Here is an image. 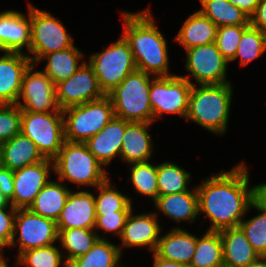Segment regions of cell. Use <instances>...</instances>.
Listing matches in <instances>:
<instances>
[{
    "label": "cell",
    "mask_w": 266,
    "mask_h": 267,
    "mask_svg": "<svg viewBox=\"0 0 266 267\" xmlns=\"http://www.w3.org/2000/svg\"><path fill=\"white\" fill-rule=\"evenodd\" d=\"M149 11L124 13V37L128 41L137 70L159 76L168 74L166 40L154 25Z\"/></svg>",
    "instance_id": "7a4b0ae2"
},
{
    "label": "cell",
    "mask_w": 266,
    "mask_h": 267,
    "mask_svg": "<svg viewBox=\"0 0 266 267\" xmlns=\"http://www.w3.org/2000/svg\"><path fill=\"white\" fill-rule=\"evenodd\" d=\"M250 25L266 32V0L258 2L255 13L250 17Z\"/></svg>",
    "instance_id": "ee69618b"
},
{
    "label": "cell",
    "mask_w": 266,
    "mask_h": 267,
    "mask_svg": "<svg viewBox=\"0 0 266 267\" xmlns=\"http://www.w3.org/2000/svg\"><path fill=\"white\" fill-rule=\"evenodd\" d=\"M219 232L223 243L224 267H246L260 257L240 226Z\"/></svg>",
    "instance_id": "7402d4cb"
},
{
    "label": "cell",
    "mask_w": 266,
    "mask_h": 267,
    "mask_svg": "<svg viewBox=\"0 0 266 267\" xmlns=\"http://www.w3.org/2000/svg\"><path fill=\"white\" fill-rule=\"evenodd\" d=\"M4 247V245L0 242V249ZM2 258V256L0 255V259Z\"/></svg>",
    "instance_id": "816d5d0a"
},
{
    "label": "cell",
    "mask_w": 266,
    "mask_h": 267,
    "mask_svg": "<svg viewBox=\"0 0 266 267\" xmlns=\"http://www.w3.org/2000/svg\"><path fill=\"white\" fill-rule=\"evenodd\" d=\"M232 5L242 10L249 18L255 13L258 0H228Z\"/></svg>",
    "instance_id": "f6af8a7d"
},
{
    "label": "cell",
    "mask_w": 266,
    "mask_h": 267,
    "mask_svg": "<svg viewBox=\"0 0 266 267\" xmlns=\"http://www.w3.org/2000/svg\"><path fill=\"white\" fill-rule=\"evenodd\" d=\"M231 94L229 82L200 85L198 89L192 84L186 118L211 132L223 134L228 121Z\"/></svg>",
    "instance_id": "3957f363"
},
{
    "label": "cell",
    "mask_w": 266,
    "mask_h": 267,
    "mask_svg": "<svg viewBox=\"0 0 266 267\" xmlns=\"http://www.w3.org/2000/svg\"><path fill=\"white\" fill-rule=\"evenodd\" d=\"M154 267H187L182 263L158 257L154 253Z\"/></svg>",
    "instance_id": "bcb514c9"
},
{
    "label": "cell",
    "mask_w": 266,
    "mask_h": 267,
    "mask_svg": "<svg viewBox=\"0 0 266 267\" xmlns=\"http://www.w3.org/2000/svg\"><path fill=\"white\" fill-rule=\"evenodd\" d=\"M266 50V32L251 25L243 32L233 61L241 57V64L245 65L259 57Z\"/></svg>",
    "instance_id": "e575fe53"
},
{
    "label": "cell",
    "mask_w": 266,
    "mask_h": 267,
    "mask_svg": "<svg viewBox=\"0 0 266 267\" xmlns=\"http://www.w3.org/2000/svg\"><path fill=\"white\" fill-rule=\"evenodd\" d=\"M64 116L65 141L86 142L100 132L115 116L113 103L108 95L101 99L89 101L62 110Z\"/></svg>",
    "instance_id": "8992f818"
},
{
    "label": "cell",
    "mask_w": 266,
    "mask_h": 267,
    "mask_svg": "<svg viewBox=\"0 0 266 267\" xmlns=\"http://www.w3.org/2000/svg\"><path fill=\"white\" fill-rule=\"evenodd\" d=\"M70 191L62 184L49 181L36 195L29 209L38 215L57 222Z\"/></svg>",
    "instance_id": "4316f807"
},
{
    "label": "cell",
    "mask_w": 266,
    "mask_h": 267,
    "mask_svg": "<svg viewBox=\"0 0 266 267\" xmlns=\"http://www.w3.org/2000/svg\"><path fill=\"white\" fill-rule=\"evenodd\" d=\"M120 256L119 247L98 239L86 254L70 261L67 267H117Z\"/></svg>",
    "instance_id": "4dcf8cb0"
},
{
    "label": "cell",
    "mask_w": 266,
    "mask_h": 267,
    "mask_svg": "<svg viewBox=\"0 0 266 267\" xmlns=\"http://www.w3.org/2000/svg\"><path fill=\"white\" fill-rule=\"evenodd\" d=\"M32 64L22 52L6 51L0 57V104H16L19 101L23 76Z\"/></svg>",
    "instance_id": "2e32d148"
},
{
    "label": "cell",
    "mask_w": 266,
    "mask_h": 267,
    "mask_svg": "<svg viewBox=\"0 0 266 267\" xmlns=\"http://www.w3.org/2000/svg\"><path fill=\"white\" fill-rule=\"evenodd\" d=\"M149 122H128L122 137L120 155L129 163L148 161L151 151V139L146 127Z\"/></svg>",
    "instance_id": "cb8c5ba5"
},
{
    "label": "cell",
    "mask_w": 266,
    "mask_h": 267,
    "mask_svg": "<svg viewBox=\"0 0 266 267\" xmlns=\"http://www.w3.org/2000/svg\"><path fill=\"white\" fill-rule=\"evenodd\" d=\"M0 192L10 201L14 193V171L0 165Z\"/></svg>",
    "instance_id": "7bdbcfd3"
},
{
    "label": "cell",
    "mask_w": 266,
    "mask_h": 267,
    "mask_svg": "<svg viewBox=\"0 0 266 267\" xmlns=\"http://www.w3.org/2000/svg\"><path fill=\"white\" fill-rule=\"evenodd\" d=\"M53 161L52 168L60 181L68 179L74 183L97 187L108 179L102 164L85 143L65 141Z\"/></svg>",
    "instance_id": "5b68a950"
},
{
    "label": "cell",
    "mask_w": 266,
    "mask_h": 267,
    "mask_svg": "<svg viewBox=\"0 0 266 267\" xmlns=\"http://www.w3.org/2000/svg\"><path fill=\"white\" fill-rule=\"evenodd\" d=\"M58 239L61 240L62 247L69 251L64 264H67L73 259L86 254L93 245L102 239L99 235L92 232V229L79 228V229H66L58 230Z\"/></svg>",
    "instance_id": "1f68e13d"
},
{
    "label": "cell",
    "mask_w": 266,
    "mask_h": 267,
    "mask_svg": "<svg viewBox=\"0 0 266 267\" xmlns=\"http://www.w3.org/2000/svg\"><path fill=\"white\" fill-rule=\"evenodd\" d=\"M248 173L243 164L229 172L212 176L196 188L199 212H205L212 221L209 231L237 227L241 217L255 200V188L248 190Z\"/></svg>",
    "instance_id": "6da1fadb"
},
{
    "label": "cell",
    "mask_w": 266,
    "mask_h": 267,
    "mask_svg": "<svg viewBox=\"0 0 266 267\" xmlns=\"http://www.w3.org/2000/svg\"><path fill=\"white\" fill-rule=\"evenodd\" d=\"M94 198L89 192H70L56 222L57 230L93 229L96 221Z\"/></svg>",
    "instance_id": "e0dca14e"
},
{
    "label": "cell",
    "mask_w": 266,
    "mask_h": 267,
    "mask_svg": "<svg viewBox=\"0 0 266 267\" xmlns=\"http://www.w3.org/2000/svg\"><path fill=\"white\" fill-rule=\"evenodd\" d=\"M36 144L22 133L6 141L0 147V165L11 171L44 161Z\"/></svg>",
    "instance_id": "44dd1931"
},
{
    "label": "cell",
    "mask_w": 266,
    "mask_h": 267,
    "mask_svg": "<svg viewBox=\"0 0 266 267\" xmlns=\"http://www.w3.org/2000/svg\"><path fill=\"white\" fill-rule=\"evenodd\" d=\"M50 159L25 166L14 171V193L10 201L16 209H27L35 201L36 195L49 182L47 174Z\"/></svg>",
    "instance_id": "9a60e30c"
},
{
    "label": "cell",
    "mask_w": 266,
    "mask_h": 267,
    "mask_svg": "<svg viewBox=\"0 0 266 267\" xmlns=\"http://www.w3.org/2000/svg\"><path fill=\"white\" fill-rule=\"evenodd\" d=\"M131 211H117L114 213H104V215H96L94 227L102 228L106 232H116L121 236L127 216Z\"/></svg>",
    "instance_id": "60d3db41"
},
{
    "label": "cell",
    "mask_w": 266,
    "mask_h": 267,
    "mask_svg": "<svg viewBox=\"0 0 266 267\" xmlns=\"http://www.w3.org/2000/svg\"><path fill=\"white\" fill-rule=\"evenodd\" d=\"M190 174L169 162L157 166L158 196L181 193L187 190Z\"/></svg>",
    "instance_id": "d6a6232c"
},
{
    "label": "cell",
    "mask_w": 266,
    "mask_h": 267,
    "mask_svg": "<svg viewBox=\"0 0 266 267\" xmlns=\"http://www.w3.org/2000/svg\"><path fill=\"white\" fill-rule=\"evenodd\" d=\"M0 267H8L6 262L4 261V258L0 259Z\"/></svg>",
    "instance_id": "f907efd6"
},
{
    "label": "cell",
    "mask_w": 266,
    "mask_h": 267,
    "mask_svg": "<svg viewBox=\"0 0 266 267\" xmlns=\"http://www.w3.org/2000/svg\"><path fill=\"white\" fill-rule=\"evenodd\" d=\"M131 167V180L135 189L151 196L156 201L158 197L157 166L146 162H134Z\"/></svg>",
    "instance_id": "8d00e7d4"
},
{
    "label": "cell",
    "mask_w": 266,
    "mask_h": 267,
    "mask_svg": "<svg viewBox=\"0 0 266 267\" xmlns=\"http://www.w3.org/2000/svg\"><path fill=\"white\" fill-rule=\"evenodd\" d=\"M188 267H224L223 243L219 231H207L197 238L196 251Z\"/></svg>",
    "instance_id": "f546056e"
},
{
    "label": "cell",
    "mask_w": 266,
    "mask_h": 267,
    "mask_svg": "<svg viewBox=\"0 0 266 267\" xmlns=\"http://www.w3.org/2000/svg\"><path fill=\"white\" fill-rule=\"evenodd\" d=\"M195 192L184 191L181 193H173L164 196H158L155 205L164 214L170 218H174L177 222L182 219H193L199 213V198L197 189Z\"/></svg>",
    "instance_id": "484cf974"
},
{
    "label": "cell",
    "mask_w": 266,
    "mask_h": 267,
    "mask_svg": "<svg viewBox=\"0 0 266 267\" xmlns=\"http://www.w3.org/2000/svg\"><path fill=\"white\" fill-rule=\"evenodd\" d=\"M197 237L176 228L160 237L155 254L158 257L172 260L189 266L196 251Z\"/></svg>",
    "instance_id": "603a6c76"
},
{
    "label": "cell",
    "mask_w": 266,
    "mask_h": 267,
    "mask_svg": "<svg viewBox=\"0 0 266 267\" xmlns=\"http://www.w3.org/2000/svg\"><path fill=\"white\" fill-rule=\"evenodd\" d=\"M128 122L114 116L100 132L84 142L102 165L108 164L114 156L120 155L122 137Z\"/></svg>",
    "instance_id": "ac0fdd59"
},
{
    "label": "cell",
    "mask_w": 266,
    "mask_h": 267,
    "mask_svg": "<svg viewBox=\"0 0 266 267\" xmlns=\"http://www.w3.org/2000/svg\"><path fill=\"white\" fill-rule=\"evenodd\" d=\"M205 17L217 27L221 26H250V18L228 0H200Z\"/></svg>",
    "instance_id": "83f0119b"
},
{
    "label": "cell",
    "mask_w": 266,
    "mask_h": 267,
    "mask_svg": "<svg viewBox=\"0 0 266 267\" xmlns=\"http://www.w3.org/2000/svg\"><path fill=\"white\" fill-rule=\"evenodd\" d=\"M248 27L221 26L217 28L215 44L227 61H231L235 57L241 36Z\"/></svg>",
    "instance_id": "f35d334b"
},
{
    "label": "cell",
    "mask_w": 266,
    "mask_h": 267,
    "mask_svg": "<svg viewBox=\"0 0 266 267\" xmlns=\"http://www.w3.org/2000/svg\"><path fill=\"white\" fill-rule=\"evenodd\" d=\"M89 64L93 67L99 86L105 95L136 70L130 45L124 36L107 50L92 55Z\"/></svg>",
    "instance_id": "ba28073f"
},
{
    "label": "cell",
    "mask_w": 266,
    "mask_h": 267,
    "mask_svg": "<svg viewBox=\"0 0 266 267\" xmlns=\"http://www.w3.org/2000/svg\"><path fill=\"white\" fill-rule=\"evenodd\" d=\"M255 188V200L266 209V184L257 185Z\"/></svg>",
    "instance_id": "7dc6e473"
},
{
    "label": "cell",
    "mask_w": 266,
    "mask_h": 267,
    "mask_svg": "<svg viewBox=\"0 0 266 267\" xmlns=\"http://www.w3.org/2000/svg\"><path fill=\"white\" fill-rule=\"evenodd\" d=\"M192 83L188 76H158L153 78L149 90V100L155 116L163 112L175 113L186 117Z\"/></svg>",
    "instance_id": "30bf717a"
},
{
    "label": "cell",
    "mask_w": 266,
    "mask_h": 267,
    "mask_svg": "<svg viewBox=\"0 0 266 267\" xmlns=\"http://www.w3.org/2000/svg\"><path fill=\"white\" fill-rule=\"evenodd\" d=\"M250 206L262 213L254 218L240 222L246 238L260 257L266 255V209L254 200Z\"/></svg>",
    "instance_id": "836d02e7"
},
{
    "label": "cell",
    "mask_w": 266,
    "mask_h": 267,
    "mask_svg": "<svg viewBox=\"0 0 266 267\" xmlns=\"http://www.w3.org/2000/svg\"><path fill=\"white\" fill-rule=\"evenodd\" d=\"M52 113L21 109V133L36 144L45 159L50 160L57 156L65 142L64 114L62 111Z\"/></svg>",
    "instance_id": "52a82bcc"
},
{
    "label": "cell",
    "mask_w": 266,
    "mask_h": 267,
    "mask_svg": "<svg viewBox=\"0 0 266 267\" xmlns=\"http://www.w3.org/2000/svg\"><path fill=\"white\" fill-rule=\"evenodd\" d=\"M31 43V19L16 11L0 13V50L21 52L22 47Z\"/></svg>",
    "instance_id": "d6986e66"
},
{
    "label": "cell",
    "mask_w": 266,
    "mask_h": 267,
    "mask_svg": "<svg viewBox=\"0 0 266 267\" xmlns=\"http://www.w3.org/2000/svg\"><path fill=\"white\" fill-rule=\"evenodd\" d=\"M10 200L0 192V207H7Z\"/></svg>",
    "instance_id": "681fc988"
},
{
    "label": "cell",
    "mask_w": 266,
    "mask_h": 267,
    "mask_svg": "<svg viewBox=\"0 0 266 267\" xmlns=\"http://www.w3.org/2000/svg\"><path fill=\"white\" fill-rule=\"evenodd\" d=\"M18 263L26 267H59L61 255L53 245L30 249L19 254Z\"/></svg>",
    "instance_id": "74e56055"
},
{
    "label": "cell",
    "mask_w": 266,
    "mask_h": 267,
    "mask_svg": "<svg viewBox=\"0 0 266 267\" xmlns=\"http://www.w3.org/2000/svg\"><path fill=\"white\" fill-rule=\"evenodd\" d=\"M7 207H0V242L4 246L15 245L14 235L17 234L14 230V221L17 209L11 205V212L6 213L4 210Z\"/></svg>",
    "instance_id": "b9f144b4"
},
{
    "label": "cell",
    "mask_w": 266,
    "mask_h": 267,
    "mask_svg": "<svg viewBox=\"0 0 266 267\" xmlns=\"http://www.w3.org/2000/svg\"><path fill=\"white\" fill-rule=\"evenodd\" d=\"M21 133V108L17 104H0V147Z\"/></svg>",
    "instance_id": "ab89813d"
},
{
    "label": "cell",
    "mask_w": 266,
    "mask_h": 267,
    "mask_svg": "<svg viewBox=\"0 0 266 267\" xmlns=\"http://www.w3.org/2000/svg\"><path fill=\"white\" fill-rule=\"evenodd\" d=\"M246 267H266V259L264 257H259L256 261L250 263Z\"/></svg>",
    "instance_id": "c3c4849f"
},
{
    "label": "cell",
    "mask_w": 266,
    "mask_h": 267,
    "mask_svg": "<svg viewBox=\"0 0 266 267\" xmlns=\"http://www.w3.org/2000/svg\"><path fill=\"white\" fill-rule=\"evenodd\" d=\"M154 214L127 216L121 239L124 246H149L155 252L160 238V227Z\"/></svg>",
    "instance_id": "ffe728a7"
},
{
    "label": "cell",
    "mask_w": 266,
    "mask_h": 267,
    "mask_svg": "<svg viewBox=\"0 0 266 267\" xmlns=\"http://www.w3.org/2000/svg\"><path fill=\"white\" fill-rule=\"evenodd\" d=\"M33 67L34 64H31L25 71L19 95V99L23 97L26 104L20 101L16 104L29 112L47 113L49 108L53 112L62 111L57 103L53 81L44 72H32Z\"/></svg>",
    "instance_id": "4fadbf2b"
},
{
    "label": "cell",
    "mask_w": 266,
    "mask_h": 267,
    "mask_svg": "<svg viewBox=\"0 0 266 267\" xmlns=\"http://www.w3.org/2000/svg\"><path fill=\"white\" fill-rule=\"evenodd\" d=\"M227 63L215 42L187 49L186 69L200 85L227 83Z\"/></svg>",
    "instance_id": "5bb4252c"
},
{
    "label": "cell",
    "mask_w": 266,
    "mask_h": 267,
    "mask_svg": "<svg viewBox=\"0 0 266 267\" xmlns=\"http://www.w3.org/2000/svg\"><path fill=\"white\" fill-rule=\"evenodd\" d=\"M82 57L74 46L43 56L48 58L44 73L51 78L54 85L70 78L79 68L77 63Z\"/></svg>",
    "instance_id": "f1b7e54d"
},
{
    "label": "cell",
    "mask_w": 266,
    "mask_h": 267,
    "mask_svg": "<svg viewBox=\"0 0 266 267\" xmlns=\"http://www.w3.org/2000/svg\"><path fill=\"white\" fill-rule=\"evenodd\" d=\"M30 6L31 43L30 52L35 57H29L32 64L39 62L42 57L51 52L61 51L72 47L71 37L65 27L53 15Z\"/></svg>",
    "instance_id": "9c48e42d"
},
{
    "label": "cell",
    "mask_w": 266,
    "mask_h": 267,
    "mask_svg": "<svg viewBox=\"0 0 266 267\" xmlns=\"http://www.w3.org/2000/svg\"><path fill=\"white\" fill-rule=\"evenodd\" d=\"M217 26L200 11L192 14L180 29L176 41L189 48L215 42Z\"/></svg>",
    "instance_id": "d4e9b609"
},
{
    "label": "cell",
    "mask_w": 266,
    "mask_h": 267,
    "mask_svg": "<svg viewBox=\"0 0 266 267\" xmlns=\"http://www.w3.org/2000/svg\"><path fill=\"white\" fill-rule=\"evenodd\" d=\"M19 228V254L35 248L52 245L58 239L54 220L33 213L29 208L17 209L14 230Z\"/></svg>",
    "instance_id": "7c38bea8"
},
{
    "label": "cell",
    "mask_w": 266,
    "mask_h": 267,
    "mask_svg": "<svg viewBox=\"0 0 266 267\" xmlns=\"http://www.w3.org/2000/svg\"><path fill=\"white\" fill-rule=\"evenodd\" d=\"M56 99L61 110L81 105L105 96L99 86L93 67L83 63L67 80L55 85Z\"/></svg>",
    "instance_id": "8fae6325"
},
{
    "label": "cell",
    "mask_w": 266,
    "mask_h": 267,
    "mask_svg": "<svg viewBox=\"0 0 266 267\" xmlns=\"http://www.w3.org/2000/svg\"><path fill=\"white\" fill-rule=\"evenodd\" d=\"M108 180L97 186L100 189V193L97 198H94L96 215L117 211H131V200L110 188Z\"/></svg>",
    "instance_id": "d590c367"
},
{
    "label": "cell",
    "mask_w": 266,
    "mask_h": 267,
    "mask_svg": "<svg viewBox=\"0 0 266 267\" xmlns=\"http://www.w3.org/2000/svg\"><path fill=\"white\" fill-rule=\"evenodd\" d=\"M149 74L141 70L131 72L108 96L113 103L114 115L126 121H153L149 100Z\"/></svg>",
    "instance_id": "277c9868"
}]
</instances>
